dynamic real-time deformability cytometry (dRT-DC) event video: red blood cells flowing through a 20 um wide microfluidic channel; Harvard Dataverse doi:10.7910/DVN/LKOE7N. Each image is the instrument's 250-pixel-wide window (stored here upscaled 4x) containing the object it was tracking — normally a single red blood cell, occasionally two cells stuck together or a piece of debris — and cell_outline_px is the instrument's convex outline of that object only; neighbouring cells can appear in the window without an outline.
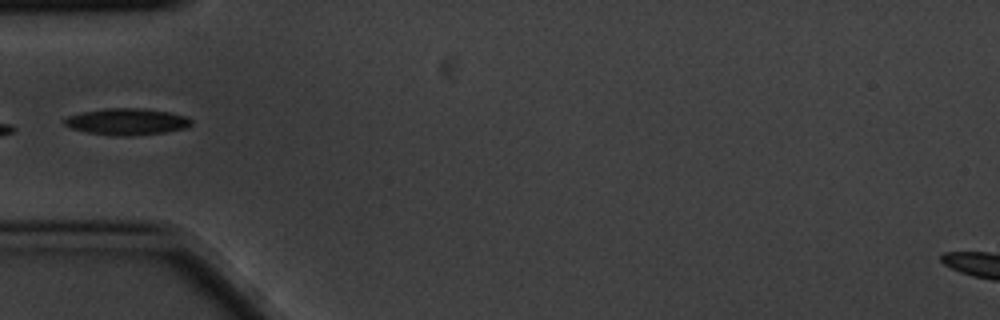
{"species": "common noctule bat (a hibernating species)", "species_latin": "Nyctalus noctula", "temperature_condition": "cold", "stored_images_in_passage": 7, "camera_frame_rate_fps": 3000, "um_per_image_px": 0.085, "animal": {"sex": "male", "body_mass_g": 20.1, "forearm_length_mm": 53.5}, "frame": {"image": 1, "passage_image": 6, "time_ms": 1.667, "image_size_px": [1000, 320], "cell_outline_px": [[192, 124], [184, 128], [168, 132], [132, 136], [116, 136], [88, 132], [72, 128], [64, 124], [64, 120], [68, 116], [84, 112], [108, 108], [144, 108], [168, 112], [188, 116], [192, 120]], "centroid_in_image_um": [10.84, 10.34], "position_along_channel_um": 74.2, "area_um2": 19.59}}